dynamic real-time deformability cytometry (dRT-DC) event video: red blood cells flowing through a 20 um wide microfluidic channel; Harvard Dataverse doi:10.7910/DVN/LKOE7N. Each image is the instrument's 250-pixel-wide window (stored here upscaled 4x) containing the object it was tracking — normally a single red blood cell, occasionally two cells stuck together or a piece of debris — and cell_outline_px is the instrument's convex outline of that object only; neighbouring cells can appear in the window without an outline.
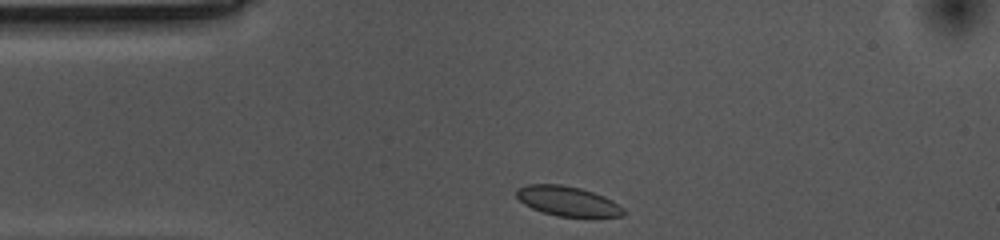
{"species": "common noctule bat (a hibernating species)", "species_latin": "Nyctalus noctula", "temperature_condition": "cold", "stored_images_in_passage": 33, "camera_frame_rate_fps": 3000, "um_per_image_px": 0.085, "animal": {"sex": "female", "body_mass_g": 10.0, "forearm_length_mm": 53.1}, "frame": {"image": 1, "passage_image": 1, "time_ms": 0.0, "image_size_px": [1000, 240], "cell_outline_px": [[624, 216], [596, 220], [556, 216], [532, 208], [524, 204], [516, 196], [516, 188], [528, 184], [560, 184], [580, 188], [604, 196], [612, 200], [624, 208]], "centroid_in_image_um": [48.33, 17.15], "position_along_channel_um": 36.7, "area_um2": 19.36}}
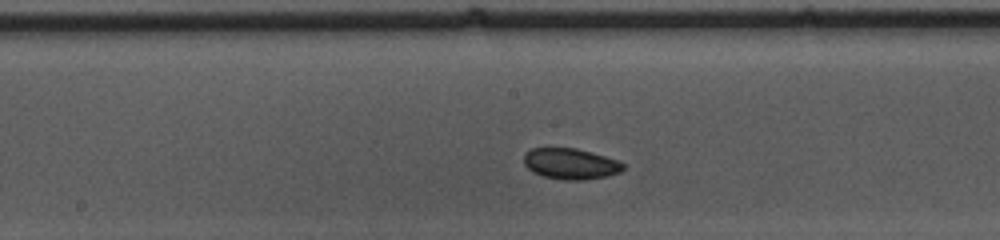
{"frame": {"image": 2, "passage_image": 17, "time_ms": 5.333, "image_size_px": [1000, 240], "cell_outline_px": [[624, 168], [620, 172], [608, 176], [584, 180], [564, 180], [544, 176], [532, 172], [524, 164], [524, 152], [532, 148], [576, 148], [592, 152], [620, 160], [624, 164]], "centroid_in_image_um": [48.51, 13.92], "position_along_channel_um": 199.7, "area_um2": 18.09}}
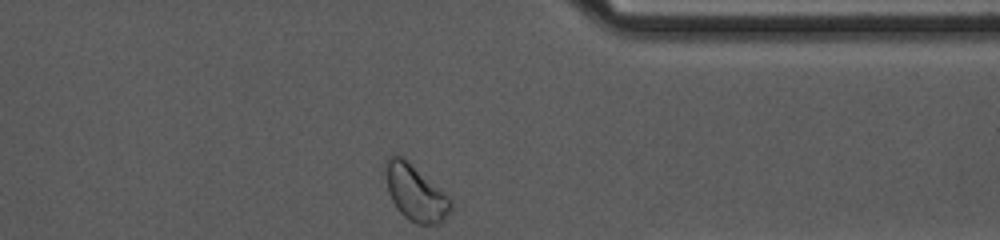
{"frame": {"image": 3, "passage_image": 33, "time_ms": 10.667, "image_size_px": [1000, 240], "cell_outline_px": [[452, 208], [444, 220], [440, 224], [416, 224], [408, 220], [400, 212], [392, 200], [388, 192], [388, 156], [396, 152], [404, 156], [444, 192], [452, 200]], "centroid_in_image_um": [35.36, 16.4], "position_along_channel_um": 376.0, "area_um2": 21.1}, "authors_computed_cell_mechanics": {"area_um2": 18.1492, "velocity_mm_per_s": 3.4859, "shape_relaxation_time_tau1_ms": 3.0926, "shape_relaxation_time_tau2_ms": 6.5508, "deformation_change_tau1": 0.0457, "deformation_change_tau2": 0.0549}}